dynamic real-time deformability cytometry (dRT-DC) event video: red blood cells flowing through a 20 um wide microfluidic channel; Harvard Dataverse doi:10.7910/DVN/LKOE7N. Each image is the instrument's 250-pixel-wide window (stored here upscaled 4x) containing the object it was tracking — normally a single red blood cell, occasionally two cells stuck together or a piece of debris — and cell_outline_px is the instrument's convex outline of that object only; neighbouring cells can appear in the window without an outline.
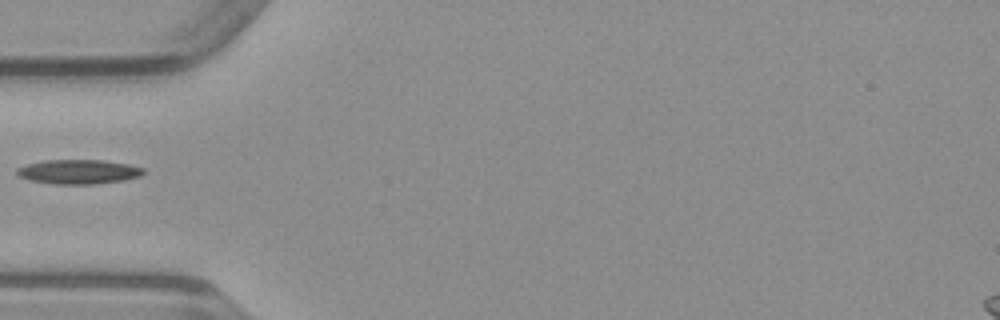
{"species": "common noctule bat (a hibernating species)", "species_latin": "Nyctalus noctula", "temperature_condition": "warm", "stored_images_in_passage": 33, "camera_frame_rate_fps": 3000, "um_per_image_px": 0.085, "animal": {"sex": "male", "body_mass_g": 23.1, "forearm_length_mm": 52.7}, "frame": {"image": 1, "passage_image": 1, "time_ms": 0.0, "image_size_px": [1000, 320], "cell_outline_px": [[144, 172], [140, 176], [124, 180], [96, 184], [56, 184], [28, 180], [20, 176], [16, 172], [16, 168], [28, 164], [44, 160], [104, 160], [128, 164], [144, 168]], "centroid_in_image_um": [6.68, 14.6], "position_along_channel_um": 78.3, "area_um2": 17.98}}